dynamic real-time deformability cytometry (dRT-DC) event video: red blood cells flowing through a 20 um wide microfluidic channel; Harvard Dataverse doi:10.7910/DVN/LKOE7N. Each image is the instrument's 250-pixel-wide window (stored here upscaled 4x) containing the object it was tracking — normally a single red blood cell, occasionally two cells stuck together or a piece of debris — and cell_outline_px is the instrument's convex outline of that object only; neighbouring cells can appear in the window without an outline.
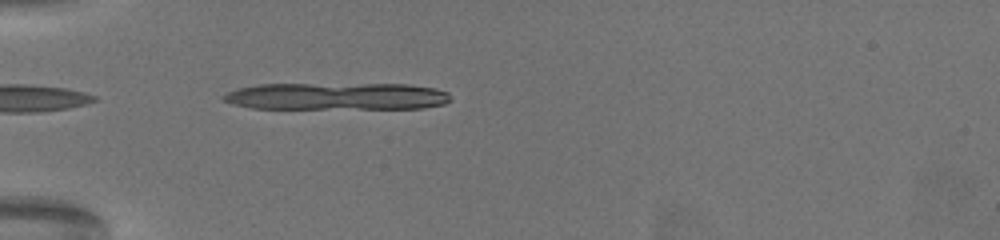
{"species": "common noctule bat (a hibernating species)", "species_latin": "Nyctalus noctula", "temperature_condition": "warm", "stored_images_in_passage": 3, "camera_frame_rate_fps": 3000, "um_per_image_px": 0.085, "animal": {"sex": "female", "body_mass_g": 19.5, "forearm_length_mm": 54.1}, "frame": {"image": 1, "passage_image": 1, "time_ms": 0.0, "image_size_px": [1000, 240], "cell_outline_px": [[452, 100], [444, 104], [424, 108], [252, 108], [232, 104], [224, 100], [220, 96], [236, 88], [260, 84], [408, 84], [436, 88], [448, 92]], "centroid_in_image_um": [28.63, 8.18], "position_along_channel_um": 56.4, "area_um2": 36.13}}